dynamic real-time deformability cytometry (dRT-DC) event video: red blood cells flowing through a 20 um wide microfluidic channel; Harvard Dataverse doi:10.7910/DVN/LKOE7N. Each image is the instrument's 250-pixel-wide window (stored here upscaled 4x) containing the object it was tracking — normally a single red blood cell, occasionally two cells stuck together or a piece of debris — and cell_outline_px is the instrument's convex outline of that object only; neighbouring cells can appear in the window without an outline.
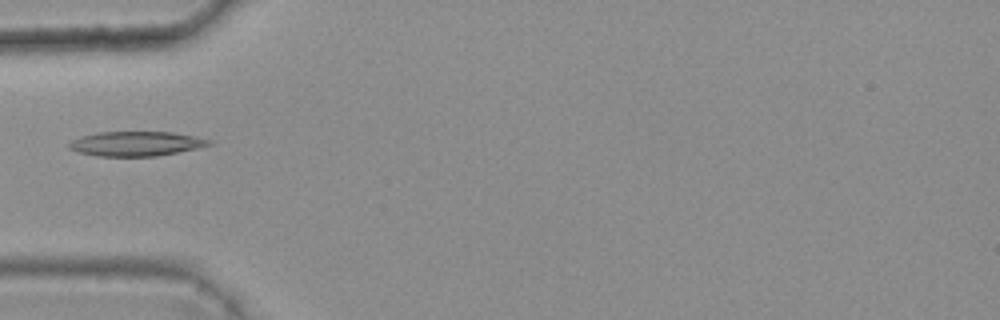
{"species": "common noctule bat (a hibernating species)", "species_latin": "Nyctalus noctula", "temperature_condition": "warm", "stored_images_in_passage": 2, "camera_frame_rate_fps": 3000, "um_per_image_px": 0.085, "animal": {"sex": "female", "body_mass_g": 25.1}, "frame": {"image": 1, "passage_image": 1, "time_ms": 0.0, "image_size_px": [1000, 320], "cell_outline_px": [[212, 144], [196, 148], [156, 156], [96, 156], [80, 152], [68, 148], [68, 144], [72, 140], [80, 136], [100, 132], [172, 132], [196, 136], [212, 140]], "centroid_in_image_um": [11.56, 12.21], "position_along_channel_um": 73.4, "area_um2": 19.94}}
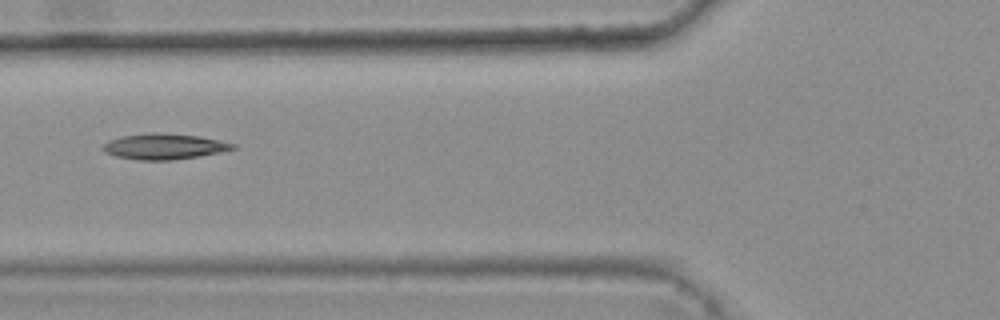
{"frame": {"image": 2, "passage_image": 2, "time_ms": 0.333, "image_size_px": [1000, 320], "cell_outline_px": [[240, 148], [200, 156], [172, 160], [140, 160], [116, 156], [104, 152], [100, 148], [108, 140], [120, 136], [152, 132], [164, 132], [200, 136], [236, 144]], "centroid_in_image_um": [13.96, 12.44], "position_along_channel_um": 111.8, "area_um2": 19.77}}